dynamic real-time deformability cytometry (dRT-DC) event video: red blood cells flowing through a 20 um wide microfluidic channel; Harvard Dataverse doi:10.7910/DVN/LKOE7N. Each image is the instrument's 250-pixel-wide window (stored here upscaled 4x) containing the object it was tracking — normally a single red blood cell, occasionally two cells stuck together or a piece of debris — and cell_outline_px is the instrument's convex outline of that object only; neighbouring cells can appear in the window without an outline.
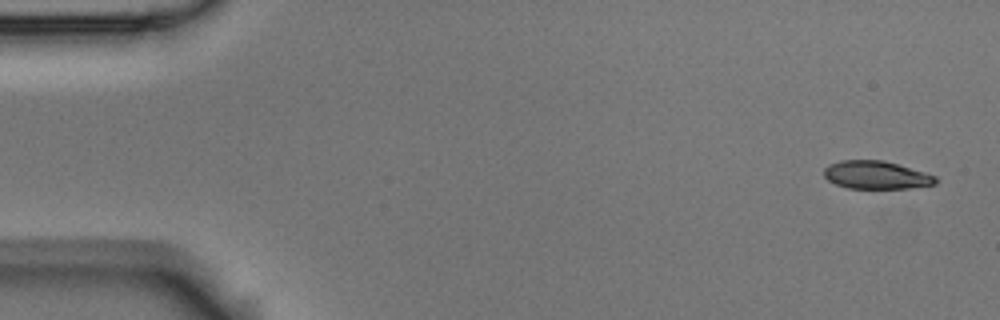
{"species": "Egyptian fruit bat (a non-hibernating species)", "species_latin": "Rousettus aegyptiacus", "temperature_condition": "room temperature", "stored_images_in_passage": 5, "segment_of_instrument_passage": [1, 2], "camera_frame_rate_fps": 3000, "um_per_image_px": 0.085, "animal": {"sex": "male"}, "frame": {"image": 1, "passage_image": 1, "time_ms": 0.0, "image_size_px": [1000, 320], "cell_outline_px": [[936, 184], [908, 188], [848, 188], [836, 184], [828, 180], [824, 176], [824, 168], [828, 164], [840, 160], [884, 160], [924, 172], [936, 176]], "centroid_in_image_um": [74.44, 14.87], "position_along_channel_um": 10.6, "area_um2": 18.15}}